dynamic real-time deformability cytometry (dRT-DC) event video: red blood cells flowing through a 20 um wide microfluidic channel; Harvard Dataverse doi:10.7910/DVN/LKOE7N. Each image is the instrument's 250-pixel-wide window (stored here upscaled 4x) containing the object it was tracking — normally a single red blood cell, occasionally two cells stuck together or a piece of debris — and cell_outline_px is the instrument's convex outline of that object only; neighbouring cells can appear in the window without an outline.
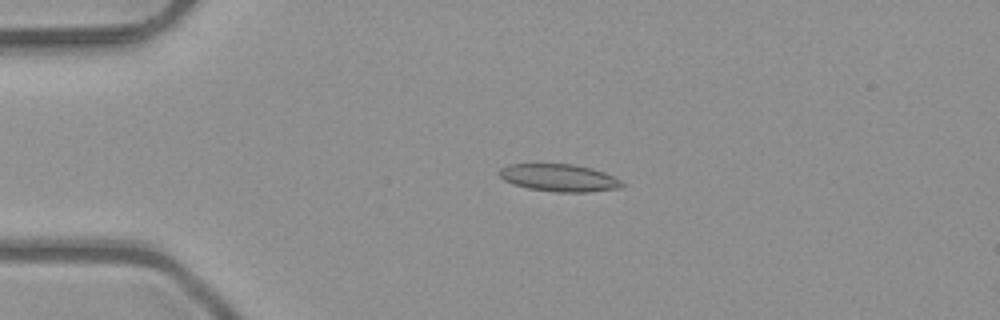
{"species": "common noctule bat (a hibernating species)", "species_latin": "Nyctalus noctula", "temperature_condition": "room temperature", "stored_images_in_passage": 6, "camera_frame_rate_fps": 3000, "um_per_image_px": 0.085, "animal": {"sex": "male", "body_mass_g": 23.1, "forearm_length_mm": 52.7}, "frame": {"image": 1, "passage_image": 4, "time_ms": 1.0, "image_size_px": [1000, 320], "cell_outline_px": [[624, 184], [620, 188], [588, 192], [556, 192], [528, 188], [512, 184], [504, 180], [500, 176], [500, 168], [508, 164], [572, 164], [592, 168], [604, 172], [620, 180]], "centroid_in_image_um": [47.52, 15.11], "position_along_channel_um": 37.5, "area_um2": 19.54}}